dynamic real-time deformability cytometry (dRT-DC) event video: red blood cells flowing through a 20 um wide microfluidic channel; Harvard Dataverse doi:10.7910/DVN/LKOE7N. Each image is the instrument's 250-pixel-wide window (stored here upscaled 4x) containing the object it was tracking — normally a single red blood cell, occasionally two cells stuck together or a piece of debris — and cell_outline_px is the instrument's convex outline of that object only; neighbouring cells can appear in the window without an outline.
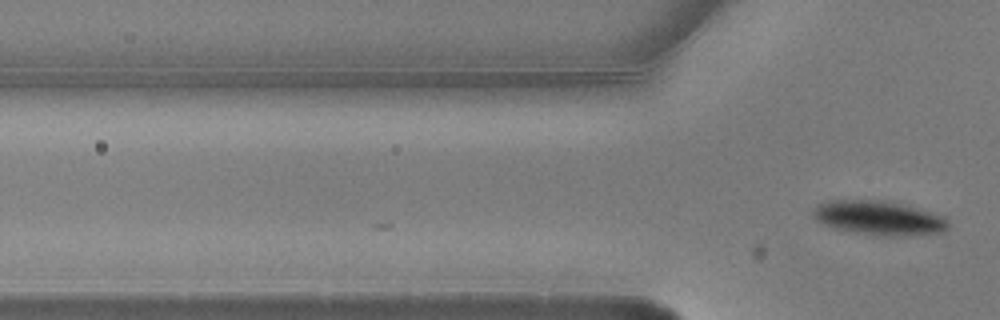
{"species": "common noctule bat (a hibernating species)", "species_latin": "Nyctalus noctula", "temperature_condition": "warm", "stored_images_in_passage": 3, "camera_frame_rate_fps": 3000, "um_per_image_px": 0.085, "animal": {"sex": "male", "body_mass_g": 20.5, "forearm_length_mm": 52.5}, "frame": {"image": 1, "passage_image": 3, "time_ms": 0.667, "image_size_px": [1000, 320], "cell_outline_px": [[948, 228], [944, 232], [892, 236], [856, 232], [832, 228], [816, 220], [812, 216], [812, 212], [820, 204], [832, 200], [880, 200], [900, 204], [944, 216], [948, 220]], "centroid_in_image_um": [74.69, 18.52], "position_along_channel_um": 51.1, "area_um2": 26.36}}